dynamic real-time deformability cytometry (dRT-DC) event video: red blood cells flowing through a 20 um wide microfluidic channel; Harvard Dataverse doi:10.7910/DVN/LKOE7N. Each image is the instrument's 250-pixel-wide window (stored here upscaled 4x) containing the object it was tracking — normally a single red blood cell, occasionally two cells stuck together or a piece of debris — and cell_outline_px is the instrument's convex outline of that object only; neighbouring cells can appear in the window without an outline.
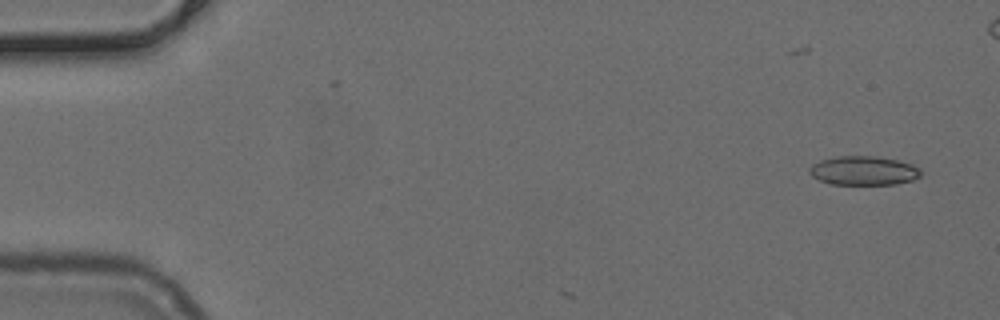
{"species": "common noctule bat (a hibernating species)", "species_latin": "Nyctalus noctula", "temperature_condition": "cold", "stored_images_in_passage": 5, "camera_frame_rate_fps": 3000, "um_per_image_px": 0.085, "animal": {"sex": "female", "body_mass_g": 24.6, "forearm_length_mm": 56.2}, "frame": {"image": 1, "passage_image": 2, "time_ms": 0.333, "image_size_px": [1000, 320], "cell_outline_px": [[924, 172], [920, 176], [912, 180], [896, 184], [832, 184], [820, 180], [812, 176], [808, 172], [808, 168], [812, 164], [820, 160], [836, 156], [876, 156], [896, 160], [912, 164], [920, 168]], "centroid_in_image_um": [73.41, 14.5], "position_along_channel_um": 11.6, "area_um2": 18.96}}